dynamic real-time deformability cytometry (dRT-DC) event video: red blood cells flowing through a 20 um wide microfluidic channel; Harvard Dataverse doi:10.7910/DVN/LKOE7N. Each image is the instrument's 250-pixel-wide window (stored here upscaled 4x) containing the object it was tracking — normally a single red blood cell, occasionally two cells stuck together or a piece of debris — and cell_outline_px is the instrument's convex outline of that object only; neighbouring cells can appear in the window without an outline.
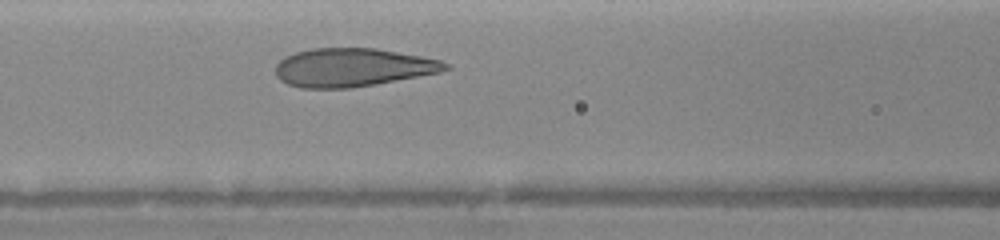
{"species": "human", "species_latin": "Homo sapiens", "temperature_condition": "warm", "stored_images_in_passage": 14, "camera_frame_rate_fps": 3000, "um_per_image_px": 0.085, "donor": {"sex": "female"}, "frame": {"image": 1, "passage_image": 3, "time_ms": 1.667, "image_size_px": [1000, 240], "cell_outline_px": [[452, 68], [440, 72], [372, 84], [348, 88], [300, 88], [288, 84], [280, 80], [276, 76], [276, 64], [284, 56], [296, 52], [312, 48], [376, 48], [420, 56], [440, 60], [448, 64]], "centroid_in_image_um": [29.93, 5.72], "position_along_channel_um": 136.7, "area_um2": 37.74}}
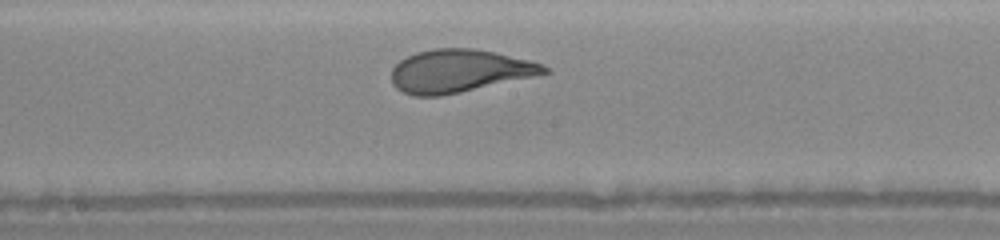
{"frame": {"image": 2, "passage_image": 7, "time_ms": 3.333, "image_size_px": [1000, 240], "cell_outline_px": [[552, 72], [460, 92], [440, 96], [412, 96], [396, 88], [392, 84], [392, 68], [400, 60], [416, 52], [436, 48], [472, 48], [496, 52], [544, 64]], "centroid_in_image_um": [39.03, 6.03], "position_along_channel_um": 209.2, "area_um2": 38.03}}